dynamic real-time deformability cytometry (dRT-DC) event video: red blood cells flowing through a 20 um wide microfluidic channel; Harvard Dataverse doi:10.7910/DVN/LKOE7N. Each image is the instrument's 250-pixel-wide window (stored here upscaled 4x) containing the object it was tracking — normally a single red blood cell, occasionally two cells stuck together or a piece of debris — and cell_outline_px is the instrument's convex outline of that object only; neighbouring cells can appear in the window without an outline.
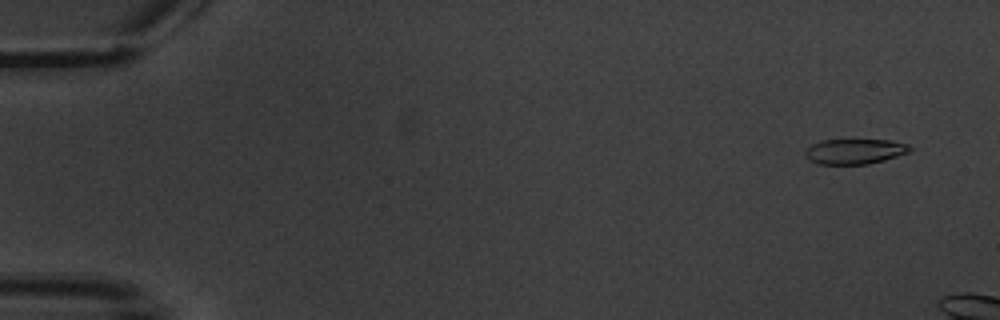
{"species": "common noctule bat (a hibernating species)", "species_latin": "Nyctalus noctula", "temperature_condition": "warm", "stored_images_in_passage": 5, "camera_frame_rate_fps": 3000, "um_per_image_px": 0.085, "animal": {"sex": "male", "body_mass_g": 20.1, "forearm_length_mm": 53.5}, "frame": {"image": 1, "passage_image": 2, "time_ms": 1.0, "image_size_px": [1000, 320], "cell_outline_px": [[912, 148], [908, 152], [884, 160], [868, 164], [816, 164], [808, 160], [804, 152], [812, 144], [820, 140], [892, 140], [908, 144]], "centroid_in_image_um": [72.63, 12.87], "position_along_channel_um": 12.4, "area_um2": 15.37}}